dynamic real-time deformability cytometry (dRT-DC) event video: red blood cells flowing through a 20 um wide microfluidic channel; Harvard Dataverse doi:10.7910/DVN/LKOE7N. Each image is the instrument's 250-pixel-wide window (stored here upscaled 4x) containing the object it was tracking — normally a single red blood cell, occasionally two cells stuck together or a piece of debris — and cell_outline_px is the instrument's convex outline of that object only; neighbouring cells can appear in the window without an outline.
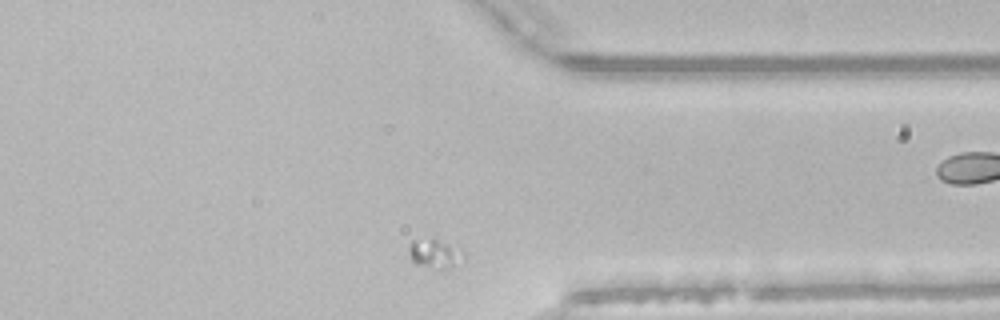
{"species": "common noctule bat (a hibernating species)", "species_latin": "Nyctalus noctula", "temperature_condition": "room temperature", "stored_images_in_passage": 33, "camera_frame_rate_fps": 3000, "um_per_image_px": 0.085, "animal": {"sex": "male", "body_mass_g": 21.5, "forearm_length_mm": 52.0}, "frame": {"image": 1, "passage_image": 30, "time_ms": 9.667, "image_size_px": [1000, 320], "cell_outline_px": [[464, 260], [448, 268], [440, 268], [416, 264], [412, 260], [408, 252], [408, 244], [412, 240], [432, 236], [460, 244], [464, 252]], "centroid_in_image_um": [37.02, 21.45], "position_along_channel_um": 374.4, "area_um2": 10.0}}